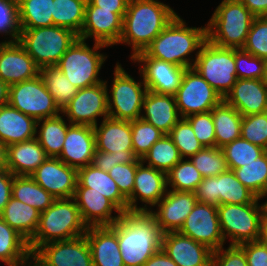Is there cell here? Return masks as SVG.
<instances>
[{"label": "cell", "mask_w": 267, "mask_h": 266, "mask_svg": "<svg viewBox=\"0 0 267 266\" xmlns=\"http://www.w3.org/2000/svg\"><path fill=\"white\" fill-rule=\"evenodd\" d=\"M116 234L124 266H142L162 249L163 232L149 211H128L109 226Z\"/></svg>", "instance_id": "1"}, {"label": "cell", "mask_w": 267, "mask_h": 266, "mask_svg": "<svg viewBox=\"0 0 267 266\" xmlns=\"http://www.w3.org/2000/svg\"><path fill=\"white\" fill-rule=\"evenodd\" d=\"M176 15L173 8L158 0H129L118 44L132 45V59L144 52Z\"/></svg>", "instance_id": "2"}, {"label": "cell", "mask_w": 267, "mask_h": 266, "mask_svg": "<svg viewBox=\"0 0 267 266\" xmlns=\"http://www.w3.org/2000/svg\"><path fill=\"white\" fill-rule=\"evenodd\" d=\"M186 25V22L176 15L144 53L148 57L180 67H193L196 59H190L188 56L197 49L200 50L207 40V26L197 28Z\"/></svg>", "instance_id": "3"}, {"label": "cell", "mask_w": 267, "mask_h": 266, "mask_svg": "<svg viewBox=\"0 0 267 266\" xmlns=\"http://www.w3.org/2000/svg\"><path fill=\"white\" fill-rule=\"evenodd\" d=\"M87 225L83 222L74 198L55 199L51 206L40 213L39 225L28 242L30 252L40 246L85 235Z\"/></svg>", "instance_id": "4"}, {"label": "cell", "mask_w": 267, "mask_h": 266, "mask_svg": "<svg viewBox=\"0 0 267 266\" xmlns=\"http://www.w3.org/2000/svg\"><path fill=\"white\" fill-rule=\"evenodd\" d=\"M255 16L240 0H222L207 23V40L223 48L242 49Z\"/></svg>", "instance_id": "5"}, {"label": "cell", "mask_w": 267, "mask_h": 266, "mask_svg": "<svg viewBox=\"0 0 267 266\" xmlns=\"http://www.w3.org/2000/svg\"><path fill=\"white\" fill-rule=\"evenodd\" d=\"M78 39L73 31L58 27L21 28L19 43L39 68L56 66Z\"/></svg>", "instance_id": "6"}, {"label": "cell", "mask_w": 267, "mask_h": 266, "mask_svg": "<svg viewBox=\"0 0 267 266\" xmlns=\"http://www.w3.org/2000/svg\"><path fill=\"white\" fill-rule=\"evenodd\" d=\"M94 43L93 48H90L85 40L78 38L56 65L78 89L104 82L98 75L107 56L97 50L108 46Z\"/></svg>", "instance_id": "7"}, {"label": "cell", "mask_w": 267, "mask_h": 266, "mask_svg": "<svg viewBox=\"0 0 267 266\" xmlns=\"http://www.w3.org/2000/svg\"><path fill=\"white\" fill-rule=\"evenodd\" d=\"M195 59L193 68L224 99L237 80L235 49L219 47L206 40Z\"/></svg>", "instance_id": "8"}, {"label": "cell", "mask_w": 267, "mask_h": 266, "mask_svg": "<svg viewBox=\"0 0 267 266\" xmlns=\"http://www.w3.org/2000/svg\"><path fill=\"white\" fill-rule=\"evenodd\" d=\"M256 198L250 204H223L217 206L222 235L229 245L258 241L260 237L261 209Z\"/></svg>", "instance_id": "9"}, {"label": "cell", "mask_w": 267, "mask_h": 266, "mask_svg": "<svg viewBox=\"0 0 267 266\" xmlns=\"http://www.w3.org/2000/svg\"><path fill=\"white\" fill-rule=\"evenodd\" d=\"M113 82L108 91L109 117L116 120L132 121L141 117L144 98L148 91L144 80L136 82L121 66L116 63Z\"/></svg>", "instance_id": "10"}, {"label": "cell", "mask_w": 267, "mask_h": 266, "mask_svg": "<svg viewBox=\"0 0 267 266\" xmlns=\"http://www.w3.org/2000/svg\"><path fill=\"white\" fill-rule=\"evenodd\" d=\"M181 118L211 111L223 98L193 68H186L174 95Z\"/></svg>", "instance_id": "11"}, {"label": "cell", "mask_w": 267, "mask_h": 266, "mask_svg": "<svg viewBox=\"0 0 267 266\" xmlns=\"http://www.w3.org/2000/svg\"><path fill=\"white\" fill-rule=\"evenodd\" d=\"M194 195L197 202L214 206L223 204H250L257 196L244 186L233 170L218 176L206 177L197 185Z\"/></svg>", "instance_id": "12"}, {"label": "cell", "mask_w": 267, "mask_h": 266, "mask_svg": "<svg viewBox=\"0 0 267 266\" xmlns=\"http://www.w3.org/2000/svg\"><path fill=\"white\" fill-rule=\"evenodd\" d=\"M9 104L36 120L61 114L40 75L9 86Z\"/></svg>", "instance_id": "13"}, {"label": "cell", "mask_w": 267, "mask_h": 266, "mask_svg": "<svg viewBox=\"0 0 267 266\" xmlns=\"http://www.w3.org/2000/svg\"><path fill=\"white\" fill-rule=\"evenodd\" d=\"M107 81L78 89L77 94L62 109L68 123L78 125H97V117H109Z\"/></svg>", "instance_id": "14"}, {"label": "cell", "mask_w": 267, "mask_h": 266, "mask_svg": "<svg viewBox=\"0 0 267 266\" xmlns=\"http://www.w3.org/2000/svg\"><path fill=\"white\" fill-rule=\"evenodd\" d=\"M95 134L96 149L114 153L117 164L141 163L133 150L131 121L105 118L93 127Z\"/></svg>", "instance_id": "15"}, {"label": "cell", "mask_w": 267, "mask_h": 266, "mask_svg": "<svg viewBox=\"0 0 267 266\" xmlns=\"http://www.w3.org/2000/svg\"><path fill=\"white\" fill-rule=\"evenodd\" d=\"M215 251L223 247L217 206L197 202L178 231Z\"/></svg>", "instance_id": "16"}, {"label": "cell", "mask_w": 267, "mask_h": 266, "mask_svg": "<svg viewBox=\"0 0 267 266\" xmlns=\"http://www.w3.org/2000/svg\"><path fill=\"white\" fill-rule=\"evenodd\" d=\"M132 60L134 63L142 64L139 72L149 91L175 95L186 68L148 57L144 52L138 53Z\"/></svg>", "instance_id": "17"}, {"label": "cell", "mask_w": 267, "mask_h": 266, "mask_svg": "<svg viewBox=\"0 0 267 266\" xmlns=\"http://www.w3.org/2000/svg\"><path fill=\"white\" fill-rule=\"evenodd\" d=\"M34 254L47 266H93L85 235L44 244Z\"/></svg>", "instance_id": "18"}, {"label": "cell", "mask_w": 267, "mask_h": 266, "mask_svg": "<svg viewBox=\"0 0 267 266\" xmlns=\"http://www.w3.org/2000/svg\"><path fill=\"white\" fill-rule=\"evenodd\" d=\"M124 15L125 13L86 5L85 20L78 38L85 41L93 38L95 42L107 46L117 45L123 30Z\"/></svg>", "instance_id": "19"}, {"label": "cell", "mask_w": 267, "mask_h": 266, "mask_svg": "<svg viewBox=\"0 0 267 266\" xmlns=\"http://www.w3.org/2000/svg\"><path fill=\"white\" fill-rule=\"evenodd\" d=\"M167 190V174L153 167L144 166L141 162L137 166L132 194L127 198L128 211H151V207H155L166 195ZM138 200L146 204L137 206Z\"/></svg>", "instance_id": "20"}, {"label": "cell", "mask_w": 267, "mask_h": 266, "mask_svg": "<svg viewBox=\"0 0 267 266\" xmlns=\"http://www.w3.org/2000/svg\"><path fill=\"white\" fill-rule=\"evenodd\" d=\"M31 177L56 199L73 198L77 186V169L59 158L48 157Z\"/></svg>", "instance_id": "21"}, {"label": "cell", "mask_w": 267, "mask_h": 266, "mask_svg": "<svg viewBox=\"0 0 267 266\" xmlns=\"http://www.w3.org/2000/svg\"><path fill=\"white\" fill-rule=\"evenodd\" d=\"M40 68L19 42L0 43V78L9 86L31 80Z\"/></svg>", "instance_id": "22"}, {"label": "cell", "mask_w": 267, "mask_h": 266, "mask_svg": "<svg viewBox=\"0 0 267 266\" xmlns=\"http://www.w3.org/2000/svg\"><path fill=\"white\" fill-rule=\"evenodd\" d=\"M197 203L194 192L167 190L166 195L155 205L157 211H149L163 233L178 232Z\"/></svg>", "instance_id": "23"}, {"label": "cell", "mask_w": 267, "mask_h": 266, "mask_svg": "<svg viewBox=\"0 0 267 266\" xmlns=\"http://www.w3.org/2000/svg\"><path fill=\"white\" fill-rule=\"evenodd\" d=\"M95 150L94 128L89 125L71 124L58 158L78 170L92 164Z\"/></svg>", "instance_id": "24"}, {"label": "cell", "mask_w": 267, "mask_h": 266, "mask_svg": "<svg viewBox=\"0 0 267 266\" xmlns=\"http://www.w3.org/2000/svg\"><path fill=\"white\" fill-rule=\"evenodd\" d=\"M162 249L177 266H211L213 250L179 232H166Z\"/></svg>", "instance_id": "25"}, {"label": "cell", "mask_w": 267, "mask_h": 266, "mask_svg": "<svg viewBox=\"0 0 267 266\" xmlns=\"http://www.w3.org/2000/svg\"><path fill=\"white\" fill-rule=\"evenodd\" d=\"M73 198L87 227L113 225L123 213L111 200L97 192H88L87 187H76ZM113 211L118 215L113 216Z\"/></svg>", "instance_id": "26"}, {"label": "cell", "mask_w": 267, "mask_h": 266, "mask_svg": "<svg viewBox=\"0 0 267 266\" xmlns=\"http://www.w3.org/2000/svg\"><path fill=\"white\" fill-rule=\"evenodd\" d=\"M224 100L243 117L267 111V81L237 79Z\"/></svg>", "instance_id": "27"}, {"label": "cell", "mask_w": 267, "mask_h": 266, "mask_svg": "<svg viewBox=\"0 0 267 266\" xmlns=\"http://www.w3.org/2000/svg\"><path fill=\"white\" fill-rule=\"evenodd\" d=\"M142 109L144 114H141L140 118L164 134H169L181 119L173 95L158 94L148 90Z\"/></svg>", "instance_id": "28"}, {"label": "cell", "mask_w": 267, "mask_h": 266, "mask_svg": "<svg viewBox=\"0 0 267 266\" xmlns=\"http://www.w3.org/2000/svg\"><path fill=\"white\" fill-rule=\"evenodd\" d=\"M93 266H124L117 234L109 226H90L85 233Z\"/></svg>", "instance_id": "29"}, {"label": "cell", "mask_w": 267, "mask_h": 266, "mask_svg": "<svg viewBox=\"0 0 267 266\" xmlns=\"http://www.w3.org/2000/svg\"><path fill=\"white\" fill-rule=\"evenodd\" d=\"M37 120L9 103L0 107V140L7 146L36 137Z\"/></svg>", "instance_id": "30"}, {"label": "cell", "mask_w": 267, "mask_h": 266, "mask_svg": "<svg viewBox=\"0 0 267 266\" xmlns=\"http://www.w3.org/2000/svg\"><path fill=\"white\" fill-rule=\"evenodd\" d=\"M87 187L88 192H97L111 200L123 213L128 212L127 199L119 191L108 172L89 164L77 170V186Z\"/></svg>", "instance_id": "31"}, {"label": "cell", "mask_w": 267, "mask_h": 266, "mask_svg": "<svg viewBox=\"0 0 267 266\" xmlns=\"http://www.w3.org/2000/svg\"><path fill=\"white\" fill-rule=\"evenodd\" d=\"M48 158L36 138L8 146L7 170L18 176H31Z\"/></svg>", "instance_id": "32"}, {"label": "cell", "mask_w": 267, "mask_h": 266, "mask_svg": "<svg viewBox=\"0 0 267 266\" xmlns=\"http://www.w3.org/2000/svg\"><path fill=\"white\" fill-rule=\"evenodd\" d=\"M0 217L29 242L37 231L40 212L11 197Z\"/></svg>", "instance_id": "33"}, {"label": "cell", "mask_w": 267, "mask_h": 266, "mask_svg": "<svg viewBox=\"0 0 267 266\" xmlns=\"http://www.w3.org/2000/svg\"><path fill=\"white\" fill-rule=\"evenodd\" d=\"M216 147L222 148L241 137L243 116L224 99L212 110Z\"/></svg>", "instance_id": "34"}, {"label": "cell", "mask_w": 267, "mask_h": 266, "mask_svg": "<svg viewBox=\"0 0 267 266\" xmlns=\"http://www.w3.org/2000/svg\"><path fill=\"white\" fill-rule=\"evenodd\" d=\"M65 121L66 120H64L63 116L60 114L54 117L37 120L35 138L44 148L48 157L58 158L62 152L66 132L71 125ZM39 126L40 130L38 131Z\"/></svg>", "instance_id": "35"}, {"label": "cell", "mask_w": 267, "mask_h": 266, "mask_svg": "<svg viewBox=\"0 0 267 266\" xmlns=\"http://www.w3.org/2000/svg\"><path fill=\"white\" fill-rule=\"evenodd\" d=\"M30 253L28 241L0 217V260L7 266H24Z\"/></svg>", "instance_id": "36"}, {"label": "cell", "mask_w": 267, "mask_h": 266, "mask_svg": "<svg viewBox=\"0 0 267 266\" xmlns=\"http://www.w3.org/2000/svg\"><path fill=\"white\" fill-rule=\"evenodd\" d=\"M12 197L28 204L40 213L52 205L56 199L42 188L31 176L14 175Z\"/></svg>", "instance_id": "37"}, {"label": "cell", "mask_w": 267, "mask_h": 266, "mask_svg": "<svg viewBox=\"0 0 267 266\" xmlns=\"http://www.w3.org/2000/svg\"><path fill=\"white\" fill-rule=\"evenodd\" d=\"M87 0H53V25L67 28L78 36L85 20Z\"/></svg>", "instance_id": "38"}, {"label": "cell", "mask_w": 267, "mask_h": 266, "mask_svg": "<svg viewBox=\"0 0 267 266\" xmlns=\"http://www.w3.org/2000/svg\"><path fill=\"white\" fill-rule=\"evenodd\" d=\"M39 75L48 92L53 97L55 104L62 111L77 94L78 88L74 86L56 66L40 68Z\"/></svg>", "instance_id": "39"}, {"label": "cell", "mask_w": 267, "mask_h": 266, "mask_svg": "<svg viewBox=\"0 0 267 266\" xmlns=\"http://www.w3.org/2000/svg\"><path fill=\"white\" fill-rule=\"evenodd\" d=\"M21 28L53 26V0H18Z\"/></svg>", "instance_id": "40"}, {"label": "cell", "mask_w": 267, "mask_h": 266, "mask_svg": "<svg viewBox=\"0 0 267 266\" xmlns=\"http://www.w3.org/2000/svg\"><path fill=\"white\" fill-rule=\"evenodd\" d=\"M182 159L179 150L168 134L156 141L142 158V162L167 174Z\"/></svg>", "instance_id": "41"}, {"label": "cell", "mask_w": 267, "mask_h": 266, "mask_svg": "<svg viewBox=\"0 0 267 266\" xmlns=\"http://www.w3.org/2000/svg\"><path fill=\"white\" fill-rule=\"evenodd\" d=\"M233 172L258 197L267 190V151L253 162L233 169Z\"/></svg>", "instance_id": "42"}, {"label": "cell", "mask_w": 267, "mask_h": 266, "mask_svg": "<svg viewBox=\"0 0 267 266\" xmlns=\"http://www.w3.org/2000/svg\"><path fill=\"white\" fill-rule=\"evenodd\" d=\"M221 149L224 153L229 170L249 164L267 151L261 146L244 140L242 137L226 144Z\"/></svg>", "instance_id": "43"}, {"label": "cell", "mask_w": 267, "mask_h": 266, "mask_svg": "<svg viewBox=\"0 0 267 266\" xmlns=\"http://www.w3.org/2000/svg\"><path fill=\"white\" fill-rule=\"evenodd\" d=\"M203 180L200 172L195 168L190 158H182L168 173V190L194 192L197 185Z\"/></svg>", "instance_id": "44"}, {"label": "cell", "mask_w": 267, "mask_h": 266, "mask_svg": "<svg viewBox=\"0 0 267 266\" xmlns=\"http://www.w3.org/2000/svg\"><path fill=\"white\" fill-rule=\"evenodd\" d=\"M190 158L203 178L218 176L228 170V165L221 148L203 147Z\"/></svg>", "instance_id": "45"}, {"label": "cell", "mask_w": 267, "mask_h": 266, "mask_svg": "<svg viewBox=\"0 0 267 266\" xmlns=\"http://www.w3.org/2000/svg\"><path fill=\"white\" fill-rule=\"evenodd\" d=\"M131 131L134 154L140 160L148 153L151 146L164 135L141 118L131 121Z\"/></svg>", "instance_id": "46"}, {"label": "cell", "mask_w": 267, "mask_h": 266, "mask_svg": "<svg viewBox=\"0 0 267 266\" xmlns=\"http://www.w3.org/2000/svg\"><path fill=\"white\" fill-rule=\"evenodd\" d=\"M182 158H190L203 148L186 118H181L168 134Z\"/></svg>", "instance_id": "47"}, {"label": "cell", "mask_w": 267, "mask_h": 266, "mask_svg": "<svg viewBox=\"0 0 267 266\" xmlns=\"http://www.w3.org/2000/svg\"><path fill=\"white\" fill-rule=\"evenodd\" d=\"M241 137L267 150V111L244 116Z\"/></svg>", "instance_id": "48"}, {"label": "cell", "mask_w": 267, "mask_h": 266, "mask_svg": "<svg viewBox=\"0 0 267 266\" xmlns=\"http://www.w3.org/2000/svg\"><path fill=\"white\" fill-rule=\"evenodd\" d=\"M0 34L9 36L4 42H18L21 34L18 0H0Z\"/></svg>", "instance_id": "49"}, {"label": "cell", "mask_w": 267, "mask_h": 266, "mask_svg": "<svg viewBox=\"0 0 267 266\" xmlns=\"http://www.w3.org/2000/svg\"><path fill=\"white\" fill-rule=\"evenodd\" d=\"M242 49L261 59L267 58V16L254 18Z\"/></svg>", "instance_id": "50"}, {"label": "cell", "mask_w": 267, "mask_h": 266, "mask_svg": "<svg viewBox=\"0 0 267 266\" xmlns=\"http://www.w3.org/2000/svg\"><path fill=\"white\" fill-rule=\"evenodd\" d=\"M237 79L265 80L264 59L253 56L243 49H235Z\"/></svg>", "instance_id": "51"}, {"label": "cell", "mask_w": 267, "mask_h": 266, "mask_svg": "<svg viewBox=\"0 0 267 266\" xmlns=\"http://www.w3.org/2000/svg\"><path fill=\"white\" fill-rule=\"evenodd\" d=\"M194 134L203 147H216L215 130L211 111L186 117Z\"/></svg>", "instance_id": "52"}, {"label": "cell", "mask_w": 267, "mask_h": 266, "mask_svg": "<svg viewBox=\"0 0 267 266\" xmlns=\"http://www.w3.org/2000/svg\"><path fill=\"white\" fill-rule=\"evenodd\" d=\"M139 164H117L108 171L109 175L116 182L119 191L126 199L132 194L134 178Z\"/></svg>", "instance_id": "53"}, {"label": "cell", "mask_w": 267, "mask_h": 266, "mask_svg": "<svg viewBox=\"0 0 267 266\" xmlns=\"http://www.w3.org/2000/svg\"><path fill=\"white\" fill-rule=\"evenodd\" d=\"M211 266H248L244 251L238 245H229L213 251Z\"/></svg>", "instance_id": "54"}, {"label": "cell", "mask_w": 267, "mask_h": 266, "mask_svg": "<svg viewBox=\"0 0 267 266\" xmlns=\"http://www.w3.org/2000/svg\"><path fill=\"white\" fill-rule=\"evenodd\" d=\"M245 253L248 266H267V245L258 241L238 245Z\"/></svg>", "instance_id": "55"}, {"label": "cell", "mask_w": 267, "mask_h": 266, "mask_svg": "<svg viewBox=\"0 0 267 266\" xmlns=\"http://www.w3.org/2000/svg\"><path fill=\"white\" fill-rule=\"evenodd\" d=\"M14 174L9 170H0V213L4 210L12 197Z\"/></svg>", "instance_id": "56"}, {"label": "cell", "mask_w": 267, "mask_h": 266, "mask_svg": "<svg viewBox=\"0 0 267 266\" xmlns=\"http://www.w3.org/2000/svg\"><path fill=\"white\" fill-rule=\"evenodd\" d=\"M92 164L105 172H108L117 165V157L114 153H106L100 150H95Z\"/></svg>", "instance_id": "57"}, {"label": "cell", "mask_w": 267, "mask_h": 266, "mask_svg": "<svg viewBox=\"0 0 267 266\" xmlns=\"http://www.w3.org/2000/svg\"><path fill=\"white\" fill-rule=\"evenodd\" d=\"M129 0H87L86 5H94L114 13H126Z\"/></svg>", "instance_id": "58"}, {"label": "cell", "mask_w": 267, "mask_h": 266, "mask_svg": "<svg viewBox=\"0 0 267 266\" xmlns=\"http://www.w3.org/2000/svg\"><path fill=\"white\" fill-rule=\"evenodd\" d=\"M142 266H177V264L160 249L154 253Z\"/></svg>", "instance_id": "59"}, {"label": "cell", "mask_w": 267, "mask_h": 266, "mask_svg": "<svg viewBox=\"0 0 267 266\" xmlns=\"http://www.w3.org/2000/svg\"><path fill=\"white\" fill-rule=\"evenodd\" d=\"M255 17L267 16V0H240Z\"/></svg>", "instance_id": "60"}, {"label": "cell", "mask_w": 267, "mask_h": 266, "mask_svg": "<svg viewBox=\"0 0 267 266\" xmlns=\"http://www.w3.org/2000/svg\"><path fill=\"white\" fill-rule=\"evenodd\" d=\"M9 103V85L0 78V107Z\"/></svg>", "instance_id": "61"}, {"label": "cell", "mask_w": 267, "mask_h": 266, "mask_svg": "<svg viewBox=\"0 0 267 266\" xmlns=\"http://www.w3.org/2000/svg\"><path fill=\"white\" fill-rule=\"evenodd\" d=\"M8 146L0 140V170L7 169Z\"/></svg>", "instance_id": "62"}, {"label": "cell", "mask_w": 267, "mask_h": 266, "mask_svg": "<svg viewBox=\"0 0 267 266\" xmlns=\"http://www.w3.org/2000/svg\"><path fill=\"white\" fill-rule=\"evenodd\" d=\"M259 241L267 245V218H261Z\"/></svg>", "instance_id": "63"}, {"label": "cell", "mask_w": 267, "mask_h": 266, "mask_svg": "<svg viewBox=\"0 0 267 266\" xmlns=\"http://www.w3.org/2000/svg\"><path fill=\"white\" fill-rule=\"evenodd\" d=\"M30 259H32L33 261ZM24 266H47V265H45L33 252H31Z\"/></svg>", "instance_id": "64"}, {"label": "cell", "mask_w": 267, "mask_h": 266, "mask_svg": "<svg viewBox=\"0 0 267 266\" xmlns=\"http://www.w3.org/2000/svg\"><path fill=\"white\" fill-rule=\"evenodd\" d=\"M267 196V190L263 192L261 195L257 197L258 200H262L264 197ZM260 209H261V218H267V201L263 204H260Z\"/></svg>", "instance_id": "65"}, {"label": "cell", "mask_w": 267, "mask_h": 266, "mask_svg": "<svg viewBox=\"0 0 267 266\" xmlns=\"http://www.w3.org/2000/svg\"><path fill=\"white\" fill-rule=\"evenodd\" d=\"M264 66H265V80L267 81V58L264 59Z\"/></svg>", "instance_id": "66"}]
</instances>
